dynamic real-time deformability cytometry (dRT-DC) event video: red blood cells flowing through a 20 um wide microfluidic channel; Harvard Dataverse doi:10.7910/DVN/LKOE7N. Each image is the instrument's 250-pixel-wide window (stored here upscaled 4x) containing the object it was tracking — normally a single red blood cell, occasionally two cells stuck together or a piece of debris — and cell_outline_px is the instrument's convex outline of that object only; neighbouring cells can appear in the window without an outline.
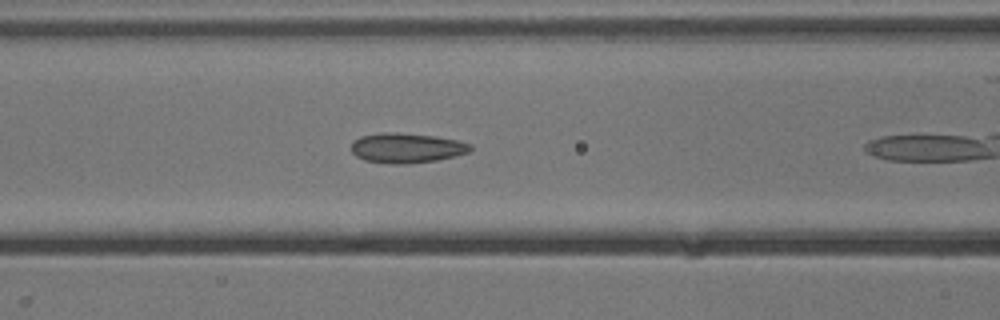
{"species": "common noctule bat (a hibernating species)", "species_latin": "Nyctalus noctula", "temperature_condition": "cold", "stored_images_in_passage": 9, "camera_frame_rate_fps": 3000, "um_per_image_px": 0.085, "animal": {"sex": "male", "body_mass_g": 13.3}, "frame": {"image": 1, "passage_image": 8, "time_ms": 2.333, "image_size_px": [1000, 320], "cell_outline_px": [[472, 148], [468, 152], [456, 156], [436, 160], [404, 164], [396, 164], [364, 160], [356, 156], [352, 152], [352, 144], [360, 136], [384, 132], [392, 132], [432, 136], [456, 140], [472, 144]], "centroid_in_image_um": [34.57, 12.58], "position_along_channel_um": 132.0, "area_um2": 20.46}}